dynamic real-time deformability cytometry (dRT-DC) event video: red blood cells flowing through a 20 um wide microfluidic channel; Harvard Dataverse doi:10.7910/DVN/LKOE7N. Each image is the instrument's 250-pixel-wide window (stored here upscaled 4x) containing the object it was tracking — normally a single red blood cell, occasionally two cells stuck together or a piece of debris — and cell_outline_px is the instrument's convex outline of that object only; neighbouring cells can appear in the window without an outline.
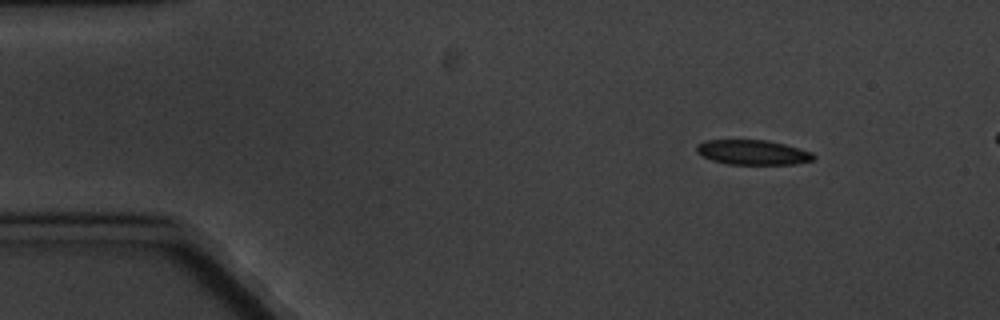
{"species": "common noctule bat (a hibernating species)", "species_latin": "Nyctalus noctula", "temperature_condition": "cold", "stored_images_in_passage": 4, "segment_of_instrument_passage": [1, 2], "camera_frame_rate_fps": 3000, "um_per_image_px": 0.085, "animal": {"sex": "male", "body_mass_g": 20.1, "forearm_length_mm": 53.5}, "frame": {"image": 1, "passage_image": 1, "time_ms": 0.0, "image_size_px": [1000, 320], "cell_outline_px": [[816, 156], [812, 160], [792, 164], [728, 164], [712, 160], [696, 152], [696, 144], [704, 140], [768, 140], [784, 144], [812, 152]], "centroid_in_image_um": [63.96, 12.94], "position_along_channel_um": 21.0, "area_um2": 16.82}}